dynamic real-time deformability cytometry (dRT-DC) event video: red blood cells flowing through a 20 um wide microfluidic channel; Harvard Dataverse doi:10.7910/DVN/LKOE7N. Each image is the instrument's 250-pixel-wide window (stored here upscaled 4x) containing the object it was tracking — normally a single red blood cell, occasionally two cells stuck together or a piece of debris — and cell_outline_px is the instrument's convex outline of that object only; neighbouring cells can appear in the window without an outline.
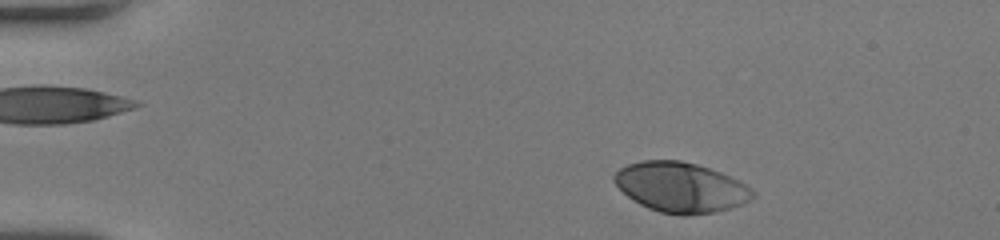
{"species": "human", "species_latin": "Homo sapiens", "temperature_condition": "room temperature", "stored_images_in_passage": 44, "camera_frame_rate_fps": 3000, "um_per_image_px": 0.085, "donor": {"sex": "female"}, "frame": {"image": 1, "passage_image": 1, "time_ms": 0.0, "image_size_px": [1000, 240], "cell_outline_px": [[756, 196], [752, 200], [732, 208], [716, 212], [684, 216], [660, 212], [648, 208], [632, 200], [612, 180], [612, 176], [620, 168], [628, 164], [640, 160], [680, 160], [696, 164], [720, 172], [752, 188], [756, 192]], "centroid_in_image_um": [57.87, 15.93], "position_along_channel_um": 27.1, "area_um2": 40.52}}
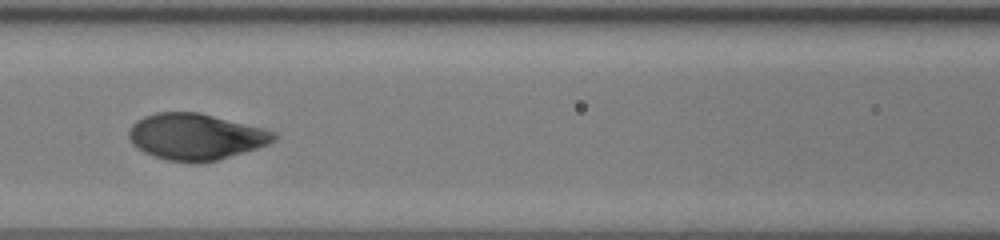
{"frame": {"image": 2, "passage_image": 17, "time_ms": 5.333, "image_size_px": [1000, 240], "cell_outline_px": [[276, 140], [268, 144], [256, 148], [216, 160], [168, 160], [152, 156], [144, 152], [132, 144], [128, 136], [128, 132], [132, 124], [136, 120], [144, 116], [156, 112], [200, 112], [264, 128], [276, 132]], "centroid_in_image_um": [16.62, 11.57], "position_along_channel_um": 150.0, "area_um2": 38.61}}
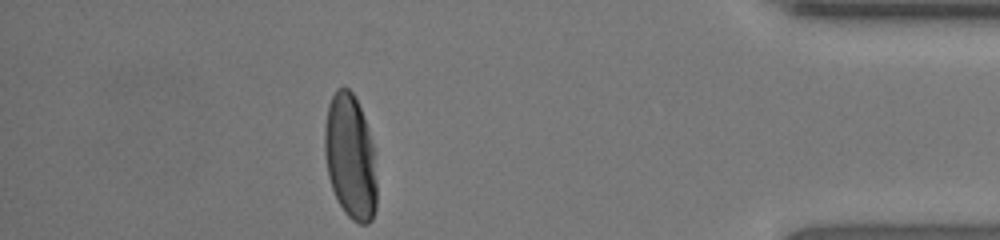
{"frame": {"image": 3, "passage_image": 39, "time_ms": 12.667, "image_size_px": [1000, 240], "cell_outline_px": [[376, 208], [372, 220], [368, 224], [360, 224], [352, 220], [344, 212], [332, 188], [328, 176], [324, 152], [324, 128], [328, 104], [336, 88], [348, 88], [352, 92], [360, 108], [368, 128], [372, 144], [376, 180]], "centroid_in_image_um": [29.76, 13.35], "position_along_channel_um": 405.4, "area_um2": 37.86}, "authors_computed_cell_mechanics": {"area_um2": 39.0728, "velocity_mm_per_s": 4.0222, "shape_relaxation_time_tau1_ms": 2.6829, "shape_relaxation_time_tau2_ms": null, "deformation_change_tau1": 0.1947, "deformation_change_tau2": null}}